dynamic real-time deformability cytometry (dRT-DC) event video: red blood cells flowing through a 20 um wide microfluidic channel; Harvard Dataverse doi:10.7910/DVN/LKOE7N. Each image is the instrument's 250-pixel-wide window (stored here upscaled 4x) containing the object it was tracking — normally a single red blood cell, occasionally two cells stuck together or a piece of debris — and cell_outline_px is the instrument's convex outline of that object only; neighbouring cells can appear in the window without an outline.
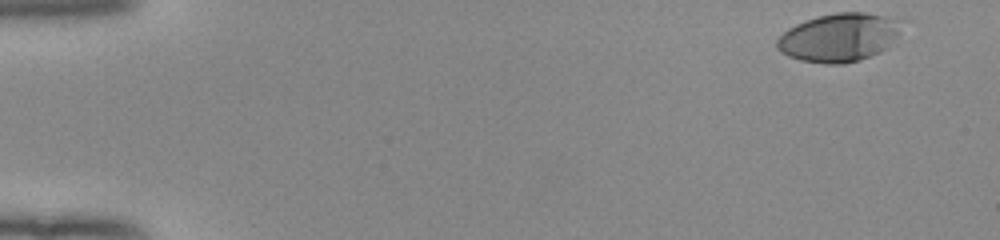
{"species": "human", "species_latin": "Homo sapiens", "temperature_condition": "room temperature", "stored_images_in_passage": 50, "camera_frame_rate_fps": 3000, "um_per_image_px": 0.085, "donor": {"sex": "female"}, "frame": {"image": 1, "passage_image": 1, "time_ms": 0.0, "image_size_px": [1000, 240], "cell_outline_px": [[908, 20], [900, 32], [888, 48], [880, 52], [860, 60], [844, 64], [824, 64], [800, 60], [788, 56], [780, 52], [776, 48], [776, 40], [788, 28], [804, 20], [816, 16], [836, 12], [864, 12]], "centroid_in_image_um": [71.37, 3.17], "position_along_channel_um": 13.6, "area_um2": 35.89}}
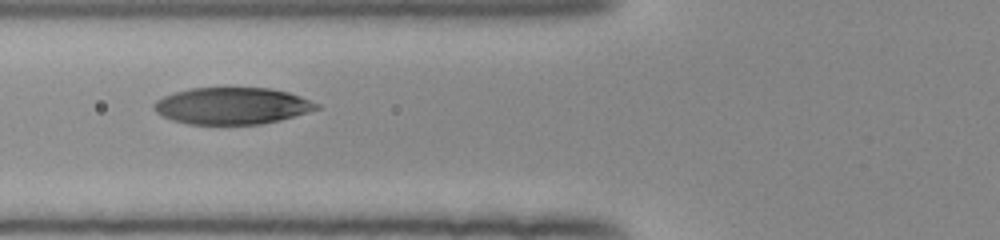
{"frame": {"image": 2, "passage_image": 19, "time_ms": 6.0, "image_size_px": [1000, 240], "cell_outline_px": [[320, 108], [308, 112], [280, 120], [260, 124], [188, 124], [172, 120], [160, 116], [152, 108], [152, 104], [156, 100], [164, 96], [176, 92], [192, 88], [268, 88], [288, 92], [300, 96], [320, 104]], "centroid_in_image_um": [19.7, 9.0], "position_along_channel_um": 106.1, "area_um2": 34.85}}
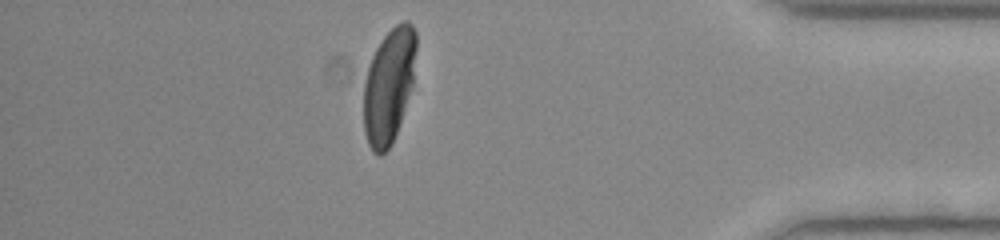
{"frame": {"image": 3, "passage_image": 44, "time_ms": 14.333, "image_size_px": [1000, 240], "cell_outline_px": [[416, 48], [412, 88], [392, 144], [380, 156], [372, 152], [368, 144], [364, 132], [364, 84], [368, 68], [372, 56], [376, 48], [384, 36], [396, 24], [404, 20], [408, 20], [412, 24], [416, 32]], "centroid_in_image_um": [33.05, 7.28], "position_along_channel_um": 402.1, "area_um2": 35.08}, "authors_computed_cell_mechanics": {"area_um2": 35.8938, "velocity_mm_per_s": 3.9531, "shape_relaxation_time_tau1_ms": 3.052, "shape_relaxation_time_tau2_ms": null, "deformation_change_tau1": 0.1906, "deformation_change_tau2": null}}